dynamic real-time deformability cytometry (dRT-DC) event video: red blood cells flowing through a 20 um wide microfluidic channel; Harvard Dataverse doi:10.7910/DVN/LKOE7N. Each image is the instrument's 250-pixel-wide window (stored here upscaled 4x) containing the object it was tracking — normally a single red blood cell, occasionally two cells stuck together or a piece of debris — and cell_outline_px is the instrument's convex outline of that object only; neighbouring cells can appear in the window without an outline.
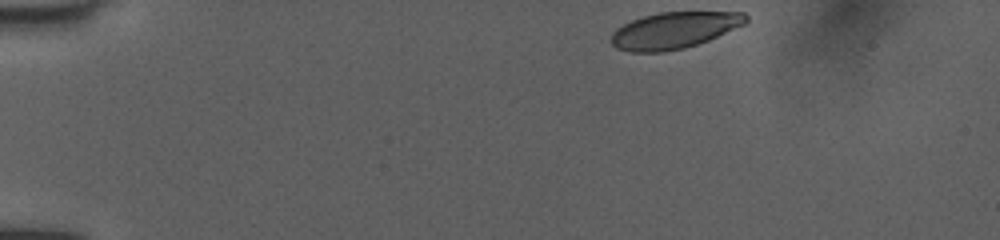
{"species": "human", "species_latin": "Homo sapiens", "temperature_condition": "room temperature", "stored_images_in_passage": 39, "camera_frame_rate_fps": 3000, "um_per_image_px": 0.085, "donor": {"sex": "female"}, "frame": {"image": 1, "passage_image": 1, "time_ms": 0.0, "image_size_px": [1000, 240], "cell_outline_px": [[748, 20], [744, 24], [708, 40], [684, 48], [664, 52], [628, 52], [616, 48], [608, 40], [612, 32], [616, 28], [632, 20], [644, 16], [660, 12], [744, 12], [748, 16]], "centroid_in_image_um": [57.25, 2.58], "position_along_channel_um": 27.7, "area_um2": 28.67}}
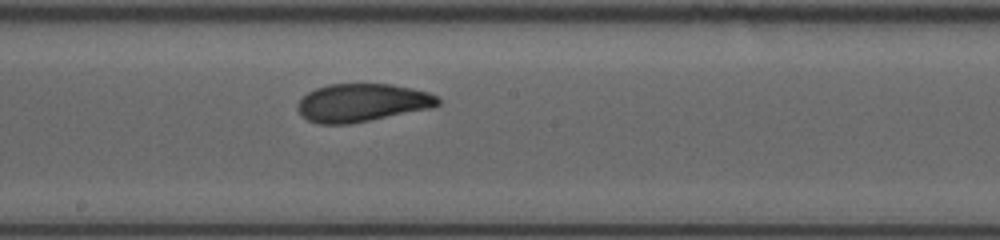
{"frame": {"image": 2, "passage_image": 22, "time_ms": 7.0, "image_size_px": [1000, 240], "cell_outline_px": [[440, 104], [432, 108], [348, 124], [320, 124], [308, 120], [296, 108], [296, 104], [308, 92], [316, 88], [328, 84], [392, 84], [412, 88], [428, 92], [440, 96]], "centroid_in_image_um": [30.81, 8.72], "position_along_channel_um": 217.4, "area_um2": 31.1}}
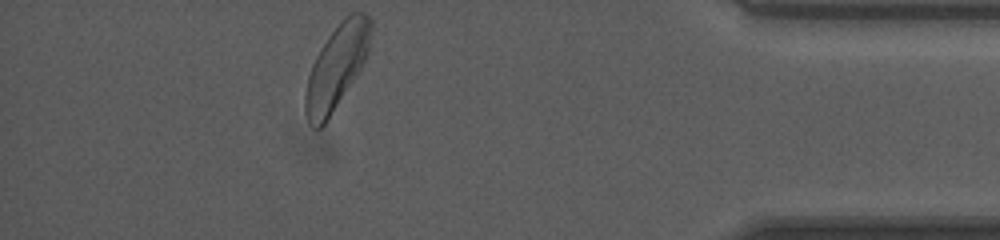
{"frame": {"image": 3, "passage_image": 39, "time_ms": 12.667, "image_size_px": [1000, 240], "cell_outline_px": [[372, 28], [368, 52], [356, 76], [328, 120], [320, 128], [316, 128], [308, 120], [304, 108], [304, 92], [308, 76], [312, 64], [320, 48], [328, 36], [352, 12], [364, 12], [372, 16]], "centroid_in_image_um": [28.61, 5.69], "position_along_channel_um": 406.6, "area_um2": 31.73}, "authors_computed_cell_mechanics": {"area_um2": 31.2698, "velocity_mm_per_s": 4.0133, "shape_relaxation_time_tau1_ms": 4.2943, "shape_relaxation_time_tau2_ms": 1.3911, "deformation_change_tau1": 0.1388, "deformation_change_tau2": 0.0764}}